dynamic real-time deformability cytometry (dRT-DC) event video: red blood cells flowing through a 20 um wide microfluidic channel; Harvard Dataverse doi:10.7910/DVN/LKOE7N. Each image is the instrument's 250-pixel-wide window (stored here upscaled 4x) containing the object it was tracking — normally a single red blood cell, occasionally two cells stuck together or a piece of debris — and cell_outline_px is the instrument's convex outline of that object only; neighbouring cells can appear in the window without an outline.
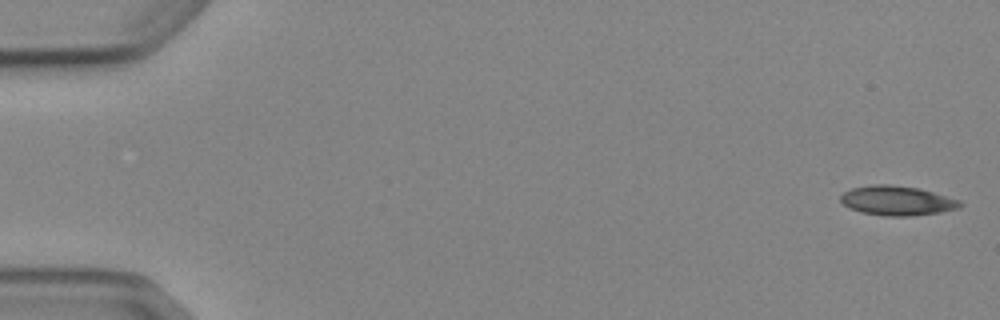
{"species": "Egyptian fruit bat (a non-hibernating species)", "species_latin": "Rousettus aegyptiacus", "temperature_condition": "cold", "stored_images_in_passage": 4, "camera_frame_rate_fps": 3000, "um_per_image_px": 0.085, "animal": {"sex": "female"}, "frame": {"image": 1, "passage_image": 1, "time_ms": 0.0, "image_size_px": [1000, 320], "cell_outline_px": [[964, 204], [960, 208], [940, 212], [912, 216], [884, 216], [860, 212], [848, 208], [840, 200], [840, 196], [844, 192], [852, 188], [872, 184], [892, 184], [920, 188], [960, 200]], "centroid_in_image_um": [76.26, 17.05], "position_along_channel_um": 8.7, "area_um2": 20.81}}
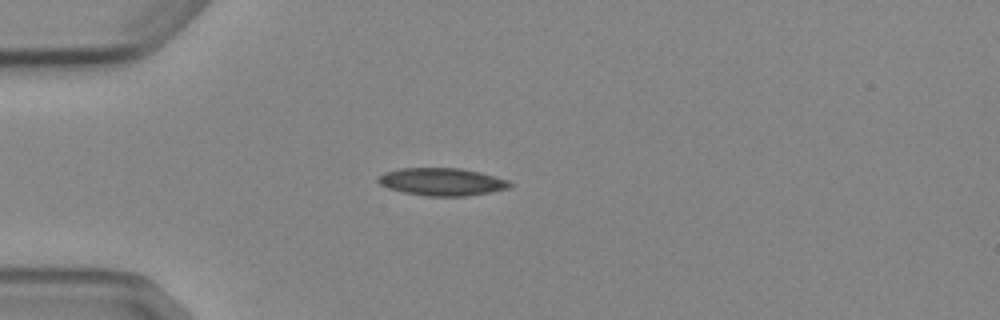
{"frame": {"image": 2, "passage_image": 4, "time_ms": 4.333, "image_size_px": [1000, 320], "cell_outline_px": [[512, 184], [508, 188], [488, 192], [464, 196], [428, 196], [404, 192], [388, 188], [380, 184], [376, 180], [376, 176], [384, 172], [400, 168], [460, 168], [480, 172], [508, 180]], "centroid_in_image_um": [37.51, 15.44], "position_along_channel_um": 47.5, "area_um2": 21.1}}